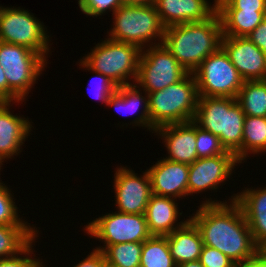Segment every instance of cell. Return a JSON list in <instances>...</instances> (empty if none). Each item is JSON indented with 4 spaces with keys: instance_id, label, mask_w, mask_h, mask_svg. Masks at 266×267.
<instances>
[{
    "instance_id": "6da1fadb",
    "label": "cell",
    "mask_w": 266,
    "mask_h": 267,
    "mask_svg": "<svg viewBox=\"0 0 266 267\" xmlns=\"http://www.w3.org/2000/svg\"><path fill=\"white\" fill-rule=\"evenodd\" d=\"M236 195L225 202L207 198L195 214L188 217L198 228L203 245L219 250L240 265L252 260L259 253V247L241 207L235 202Z\"/></svg>"
},
{
    "instance_id": "7a4b0ae2",
    "label": "cell",
    "mask_w": 266,
    "mask_h": 267,
    "mask_svg": "<svg viewBox=\"0 0 266 267\" xmlns=\"http://www.w3.org/2000/svg\"><path fill=\"white\" fill-rule=\"evenodd\" d=\"M222 24L216 11L209 19L164 28L162 44L189 73L221 47Z\"/></svg>"
},
{
    "instance_id": "3957f363",
    "label": "cell",
    "mask_w": 266,
    "mask_h": 267,
    "mask_svg": "<svg viewBox=\"0 0 266 267\" xmlns=\"http://www.w3.org/2000/svg\"><path fill=\"white\" fill-rule=\"evenodd\" d=\"M245 114L236 98L199 96L194 122L217 136L226 151L242 163Z\"/></svg>"
},
{
    "instance_id": "277c9868",
    "label": "cell",
    "mask_w": 266,
    "mask_h": 267,
    "mask_svg": "<svg viewBox=\"0 0 266 267\" xmlns=\"http://www.w3.org/2000/svg\"><path fill=\"white\" fill-rule=\"evenodd\" d=\"M198 89L193 73L168 87L148 94L150 132L159 127L193 121L198 105Z\"/></svg>"
},
{
    "instance_id": "5b68a950",
    "label": "cell",
    "mask_w": 266,
    "mask_h": 267,
    "mask_svg": "<svg viewBox=\"0 0 266 267\" xmlns=\"http://www.w3.org/2000/svg\"><path fill=\"white\" fill-rule=\"evenodd\" d=\"M112 15L113 28L107 32V38L137 45L141 50L162 44L165 27L153 3L122 4Z\"/></svg>"
},
{
    "instance_id": "8992f818",
    "label": "cell",
    "mask_w": 266,
    "mask_h": 267,
    "mask_svg": "<svg viewBox=\"0 0 266 267\" xmlns=\"http://www.w3.org/2000/svg\"><path fill=\"white\" fill-rule=\"evenodd\" d=\"M101 41L80 60L90 70L107 76L118 87L134 84L137 78L141 49L137 45L109 38ZM129 80H133L132 83Z\"/></svg>"
},
{
    "instance_id": "52a82bcc",
    "label": "cell",
    "mask_w": 266,
    "mask_h": 267,
    "mask_svg": "<svg viewBox=\"0 0 266 267\" xmlns=\"http://www.w3.org/2000/svg\"><path fill=\"white\" fill-rule=\"evenodd\" d=\"M31 49L0 41V64L8 83V101L24 102L48 64Z\"/></svg>"
},
{
    "instance_id": "ba28073f",
    "label": "cell",
    "mask_w": 266,
    "mask_h": 267,
    "mask_svg": "<svg viewBox=\"0 0 266 267\" xmlns=\"http://www.w3.org/2000/svg\"><path fill=\"white\" fill-rule=\"evenodd\" d=\"M33 13L20 7H0V41L25 46L48 60L51 36ZM47 56V57H46Z\"/></svg>"
},
{
    "instance_id": "9c48e42d",
    "label": "cell",
    "mask_w": 266,
    "mask_h": 267,
    "mask_svg": "<svg viewBox=\"0 0 266 267\" xmlns=\"http://www.w3.org/2000/svg\"><path fill=\"white\" fill-rule=\"evenodd\" d=\"M84 232L103 242L96 250L118 243H143L152 235L149 233L145 214H128L115 211L88 222Z\"/></svg>"
},
{
    "instance_id": "30bf717a",
    "label": "cell",
    "mask_w": 266,
    "mask_h": 267,
    "mask_svg": "<svg viewBox=\"0 0 266 267\" xmlns=\"http://www.w3.org/2000/svg\"><path fill=\"white\" fill-rule=\"evenodd\" d=\"M193 74L198 95L204 97L237 98L244 83L222 47L203 60Z\"/></svg>"
},
{
    "instance_id": "8fae6325",
    "label": "cell",
    "mask_w": 266,
    "mask_h": 267,
    "mask_svg": "<svg viewBox=\"0 0 266 267\" xmlns=\"http://www.w3.org/2000/svg\"><path fill=\"white\" fill-rule=\"evenodd\" d=\"M186 71L163 44L142 49L135 84L147 94L183 79Z\"/></svg>"
},
{
    "instance_id": "7c38bea8",
    "label": "cell",
    "mask_w": 266,
    "mask_h": 267,
    "mask_svg": "<svg viewBox=\"0 0 266 267\" xmlns=\"http://www.w3.org/2000/svg\"><path fill=\"white\" fill-rule=\"evenodd\" d=\"M128 167H116L114 174L115 207L118 212L145 214L151 192V181L147 170L138 176Z\"/></svg>"
},
{
    "instance_id": "4fadbf2b",
    "label": "cell",
    "mask_w": 266,
    "mask_h": 267,
    "mask_svg": "<svg viewBox=\"0 0 266 267\" xmlns=\"http://www.w3.org/2000/svg\"><path fill=\"white\" fill-rule=\"evenodd\" d=\"M241 165L235 154L226 151L213 157L198 158L189 165L188 196L219 189L221 183L228 181L235 166Z\"/></svg>"
},
{
    "instance_id": "5bb4252c",
    "label": "cell",
    "mask_w": 266,
    "mask_h": 267,
    "mask_svg": "<svg viewBox=\"0 0 266 267\" xmlns=\"http://www.w3.org/2000/svg\"><path fill=\"white\" fill-rule=\"evenodd\" d=\"M221 47L244 81L266 80V55L247 37L223 36Z\"/></svg>"
},
{
    "instance_id": "9a60e30c",
    "label": "cell",
    "mask_w": 266,
    "mask_h": 267,
    "mask_svg": "<svg viewBox=\"0 0 266 267\" xmlns=\"http://www.w3.org/2000/svg\"><path fill=\"white\" fill-rule=\"evenodd\" d=\"M152 194L182 199L188 196L189 165L164 157L147 169Z\"/></svg>"
},
{
    "instance_id": "2e32d148",
    "label": "cell",
    "mask_w": 266,
    "mask_h": 267,
    "mask_svg": "<svg viewBox=\"0 0 266 267\" xmlns=\"http://www.w3.org/2000/svg\"><path fill=\"white\" fill-rule=\"evenodd\" d=\"M167 148L165 159L190 165L198 159L196 123L194 121L165 125L154 130Z\"/></svg>"
},
{
    "instance_id": "e0dca14e",
    "label": "cell",
    "mask_w": 266,
    "mask_h": 267,
    "mask_svg": "<svg viewBox=\"0 0 266 267\" xmlns=\"http://www.w3.org/2000/svg\"><path fill=\"white\" fill-rule=\"evenodd\" d=\"M13 103L9 101H0V163L3 165L4 160L14 158L22 152V145L25 139L34 128L29 118L13 115L9 110ZM12 104V105H11ZM21 149V150H20Z\"/></svg>"
},
{
    "instance_id": "ac0fdd59",
    "label": "cell",
    "mask_w": 266,
    "mask_h": 267,
    "mask_svg": "<svg viewBox=\"0 0 266 267\" xmlns=\"http://www.w3.org/2000/svg\"><path fill=\"white\" fill-rule=\"evenodd\" d=\"M154 0L153 4L164 27L200 22L209 19L216 11V0Z\"/></svg>"
},
{
    "instance_id": "d6986e66",
    "label": "cell",
    "mask_w": 266,
    "mask_h": 267,
    "mask_svg": "<svg viewBox=\"0 0 266 267\" xmlns=\"http://www.w3.org/2000/svg\"><path fill=\"white\" fill-rule=\"evenodd\" d=\"M177 199L151 194L145 211L149 233L152 236H167L183 226L188 220H181ZM178 219L180 222H178Z\"/></svg>"
},
{
    "instance_id": "ffe728a7",
    "label": "cell",
    "mask_w": 266,
    "mask_h": 267,
    "mask_svg": "<svg viewBox=\"0 0 266 267\" xmlns=\"http://www.w3.org/2000/svg\"><path fill=\"white\" fill-rule=\"evenodd\" d=\"M235 202L241 207L255 244L266 243V187L245 188L236 193Z\"/></svg>"
},
{
    "instance_id": "44dd1931",
    "label": "cell",
    "mask_w": 266,
    "mask_h": 267,
    "mask_svg": "<svg viewBox=\"0 0 266 267\" xmlns=\"http://www.w3.org/2000/svg\"><path fill=\"white\" fill-rule=\"evenodd\" d=\"M143 93L142 89L139 88L135 83L119 86L109 98L107 106L114 107L117 113H121L125 116L127 114L134 115L143 105V108H141V110L143 109L141 113L139 115L137 114L136 118L132 120L130 124H132L134 127H145L150 131L148 94L145 91H143Z\"/></svg>"
},
{
    "instance_id": "7402d4cb",
    "label": "cell",
    "mask_w": 266,
    "mask_h": 267,
    "mask_svg": "<svg viewBox=\"0 0 266 267\" xmlns=\"http://www.w3.org/2000/svg\"><path fill=\"white\" fill-rule=\"evenodd\" d=\"M166 237L176 265L199 260L203 240L198 228L190 219Z\"/></svg>"
},
{
    "instance_id": "603a6c76",
    "label": "cell",
    "mask_w": 266,
    "mask_h": 267,
    "mask_svg": "<svg viewBox=\"0 0 266 267\" xmlns=\"http://www.w3.org/2000/svg\"><path fill=\"white\" fill-rule=\"evenodd\" d=\"M36 226L0 225V259L18 255L35 238L39 237Z\"/></svg>"
},
{
    "instance_id": "cb8c5ba5",
    "label": "cell",
    "mask_w": 266,
    "mask_h": 267,
    "mask_svg": "<svg viewBox=\"0 0 266 267\" xmlns=\"http://www.w3.org/2000/svg\"><path fill=\"white\" fill-rule=\"evenodd\" d=\"M223 36L247 37L266 17V12L217 11Z\"/></svg>"
},
{
    "instance_id": "d4e9b609",
    "label": "cell",
    "mask_w": 266,
    "mask_h": 267,
    "mask_svg": "<svg viewBox=\"0 0 266 267\" xmlns=\"http://www.w3.org/2000/svg\"><path fill=\"white\" fill-rule=\"evenodd\" d=\"M236 99L246 116L266 117V80L244 81Z\"/></svg>"
},
{
    "instance_id": "484cf974",
    "label": "cell",
    "mask_w": 266,
    "mask_h": 267,
    "mask_svg": "<svg viewBox=\"0 0 266 267\" xmlns=\"http://www.w3.org/2000/svg\"><path fill=\"white\" fill-rule=\"evenodd\" d=\"M242 136V163L248 154L266 152V117L245 116Z\"/></svg>"
},
{
    "instance_id": "4316f807",
    "label": "cell",
    "mask_w": 266,
    "mask_h": 267,
    "mask_svg": "<svg viewBox=\"0 0 266 267\" xmlns=\"http://www.w3.org/2000/svg\"><path fill=\"white\" fill-rule=\"evenodd\" d=\"M140 267H176L166 236H151L143 242Z\"/></svg>"
},
{
    "instance_id": "83f0119b",
    "label": "cell",
    "mask_w": 266,
    "mask_h": 267,
    "mask_svg": "<svg viewBox=\"0 0 266 267\" xmlns=\"http://www.w3.org/2000/svg\"><path fill=\"white\" fill-rule=\"evenodd\" d=\"M143 243H118L102 252L105 260L118 267H140Z\"/></svg>"
},
{
    "instance_id": "f1b7e54d",
    "label": "cell",
    "mask_w": 266,
    "mask_h": 267,
    "mask_svg": "<svg viewBox=\"0 0 266 267\" xmlns=\"http://www.w3.org/2000/svg\"><path fill=\"white\" fill-rule=\"evenodd\" d=\"M11 189L0 180V225L30 226L23 216L18 215V207L15 203ZM13 197V198H12ZM14 199V200H13Z\"/></svg>"
},
{
    "instance_id": "f546056e",
    "label": "cell",
    "mask_w": 266,
    "mask_h": 267,
    "mask_svg": "<svg viewBox=\"0 0 266 267\" xmlns=\"http://www.w3.org/2000/svg\"><path fill=\"white\" fill-rule=\"evenodd\" d=\"M196 152L198 158L213 157L226 152L219 138L196 124Z\"/></svg>"
},
{
    "instance_id": "4dcf8cb0",
    "label": "cell",
    "mask_w": 266,
    "mask_h": 267,
    "mask_svg": "<svg viewBox=\"0 0 266 267\" xmlns=\"http://www.w3.org/2000/svg\"><path fill=\"white\" fill-rule=\"evenodd\" d=\"M78 63H79L78 65L80 68H83V69L91 72V74L93 73L96 75V76H92V78L88 84V88H91L95 84L92 88V89H94V90H92L93 91V98H96L99 101H102V103H105V105H107L109 98L117 90L118 86L111 79H109L107 76H105L99 72H95V71L90 70L81 60ZM97 79H98V81H97ZM91 92H89V93H91ZM90 96H92V94Z\"/></svg>"
},
{
    "instance_id": "1f68e13d",
    "label": "cell",
    "mask_w": 266,
    "mask_h": 267,
    "mask_svg": "<svg viewBox=\"0 0 266 267\" xmlns=\"http://www.w3.org/2000/svg\"><path fill=\"white\" fill-rule=\"evenodd\" d=\"M78 6L85 15L98 17L105 13L111 12L112 14L122 5L121 0H78ZM107 11V12H106Z\"/></svg>"
},
{
    "instance_id": "d6a6232c",
    "label": "cell",
    "mask_w": 266,
    "mask_h": 267,
    "mask_svg": "<svg viewBox=\"0 0 266 267\" xmlns=\"http://www.w3.org/2000/svg\"><path fill=\"white\" fill-rule=\"evenodd\" d=\"M35 240H37V239L35 238L18 255H15V256L9 257V258L0 259V267H42L44 265L42 259H40V258L36 259L31 255V254H34V252H33L34 246L33 245H35V243L37 242ZM28 256H30V257H28Z\"/></svg>"
},
{
    "instance_id": "836d02e7",
    "label": "cell",
    "mask_w": 266,
    "mask_h": 267,
    "mask_svg": "<svg viewBox=\"0 0 266 267\" xmlns=\"http://www.w3.org/2000/svg\"><path fill=\"white\" fill-rule=\"evenodd\" d=\"M217 11L266 12V0H216Z\"/></svg>"
},
{
    "instance_id": "e575fe53",
    "label": "cell",
    "mask_w": 266,
    "mask_h": 267,
    "mask_svg": "<svg viewBox=\"0 0 266 267\" xmlns=\"http://www.w3.org/2000/svg\"><path fill=\"white\" fill-rule=\"evenodd\" d=\"M203 267H234L236 266L225 254L217 249L203 245L199 257Z\"/></svg>"
},
{
    "instance_id": "d590c367",
    "label": "cell",
    "mask_w": 266,
    "mask_h": 267,
    "mask_svg": "<svg viewBox=\"0 0 266 267\" xmlns=\"http://www.w3.org/2000/svg\"><path fill=\"white\" fill-rule=\"evenodd\" d=\"M247 38L252 41L266 55V17L247 36Z\"/></svg>"
},
{
    "instance_id": "8d00e7d4",
    "label": "cell",
    "mask_w": 266,
    "mask_h": 267,
    "mask_svg": "<svg viewBox=\"0 0 266 267\" xmlns=\"http://www.w3.org/2000/svg\"><path fill=\"white\" fill-rule=\"evenodd\" d=\"M105 256L102 251H98L93 248L92 252L79 261L78 264L73 265V267H102Z\"/></svg>"
},
{
    "instance_id": "74e56055",
    "label": "cell",
    "mask_w": 266,
    "mask_h": 267,
    "mask_svg": "<svg viewBox=\"0 0 266 267\" xmlns=\"http://www.w3.org/2000/svg\"><path fill=\"white\" fill-rule=\"evenodd\" d=\"M0 101H8V83L4 69L0 64Z\"/></svg>"
},
{
    "instance_id": "f35d334b",
    "label": "cell",
    "mask_w": 266,
    "mask_h": 267,
    "mask_svg": "<svg viewBox=\"0 0 266 267\" xmlns=\"http://www.w3.org/2000/svg\"><path fill=\"white\" fill-rule=\"evenodd\" d=\"M242 267H266V260L258 253L252 260L243 263Z\"/></svg>"
},
{
    "instance_id": "ab89813d",
    "label": "cell",
    "mask_w": 266,
    "mask_h": 267,
    "mask_svg": "<svg viewBox=\"0 0 266 267\" xmlns=\"http://www.w3.org/2000/svg\"><path fill=\"white\" fill-rule=\"evenodd\" d=\"M121 1L122 4H130V5H145L154 2V0H121Z\"/></svg>"
},
{
    "instance_id": "60d3db41",
    "label": "cell",
    "mask_w": 266,
    "mask_h": 267,
    "mask_svg": "<svg viewBox=\"0 0 266 267\" xmlns=\"http://www.w3.org/2000/svg\"><path fill=\"white\" fill-rule=\"evenodd\" d=\"M176 267H203L199 260L191 261V262H184L181 264L176 265Z\"/></svg>"
},
{
    "instance_id": "b9f144b4",
    "label": "cell",
    "mask_w": 266,
    "mask_h": 267,
    "mask_svg": "<svg viewBox=\"0 0 266 267\" xmlns=\"http://www.w3.org/2000/svg\"><path fill=\"white\" fill-rule=\"evenodd\" d=\"M259 254L266 260V243L259 248Z\"/></svg>"
},
{
    "instance_id": "7bdbcfd3",
    "label": "cell",
    "mask_w": 266,
    "mask_h": 267,
    "mask_svg": "<svg viewBox=\"0 0 266 267\" xmlns=\"http://www.w3.org/2000/svg\"><path fill=\"white\" fill-rule=\"evenodd\" d=\"M102 267H118V266H115V265L109 263L108 261L104 260Z\"/></svg>"
},
{
    "instance_id": "ee69618b",
    "label": "cell",
    "mask_w": 266,
    "mask_h": 267,
    "mask_svg": "<svg viewBox=\"0 0 266 267\" xmlns=\"http://www.w3.org/2000/svg\"><path fill=\"white\" fill-rule=\"evenodd\" d=\"M234 267H242V264H240V265H236V266H234Z\"/></svg>"
}]
</instances>
